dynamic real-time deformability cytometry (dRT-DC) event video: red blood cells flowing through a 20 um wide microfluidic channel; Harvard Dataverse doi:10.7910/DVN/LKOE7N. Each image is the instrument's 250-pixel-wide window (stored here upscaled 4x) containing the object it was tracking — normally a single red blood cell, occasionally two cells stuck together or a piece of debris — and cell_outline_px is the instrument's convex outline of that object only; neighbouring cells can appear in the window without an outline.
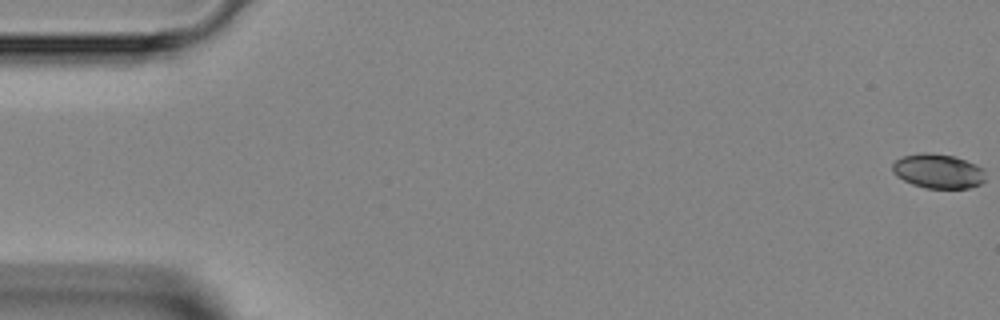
{"species": "Egyptian fruit bat (a non-hibernating species)", "species_latin": "Rousettus aegyptiacus", "temperature_condition": "room temperature", "stored_images_in_passage": 50, "camera_frame_rate_fps": 3000, "um_per_image_px": 0.085, "animal": {"sex": "female"}, "frame": {"image": 1, "passage_image": 1, "time_ms": 0.0, "image_size_px": [1000, 320], "cell_outline_px": [[984, 180], [980, 184], [968, 188], [928, 188], [912, 184], [896, 176], [892, 172], [892, 164], [896, 160], [904, 156], [920, 152], [932, 152], [952, 156], [964, 160], [980, 168], [984, 172]], "centroid_in_image_um": [79.68, 14.54], "position_along_channel_um": 5.3, "area_um2": 18.44}}
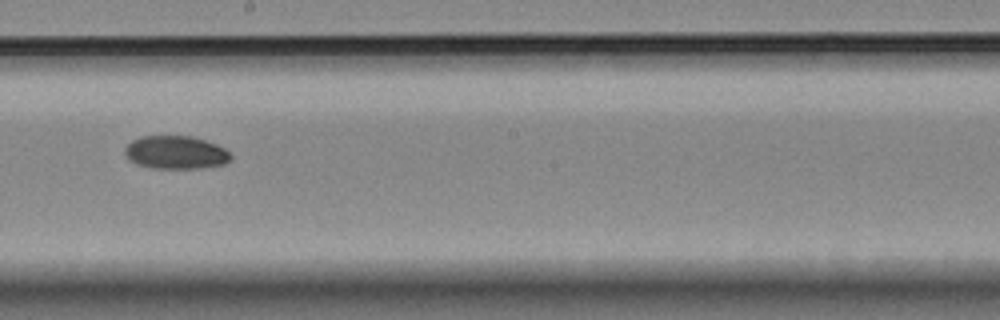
{"frame": {"image": 2, "passage_image": 29, "time_ms": 9.333, "image_size_px": [1000, 320], "cell_outline_px": [[232, 156], [224, 164], [200, 168], [152, 168], [136, 164], [124, 152], [124, 148], [132, 140], [140, 136], [192, 136], [216, 144], [224, 148]], "centroid_in_image_um": [14.93, 12.95], "position_along_channel_um": 233.3, "area_um2": 20.29}}
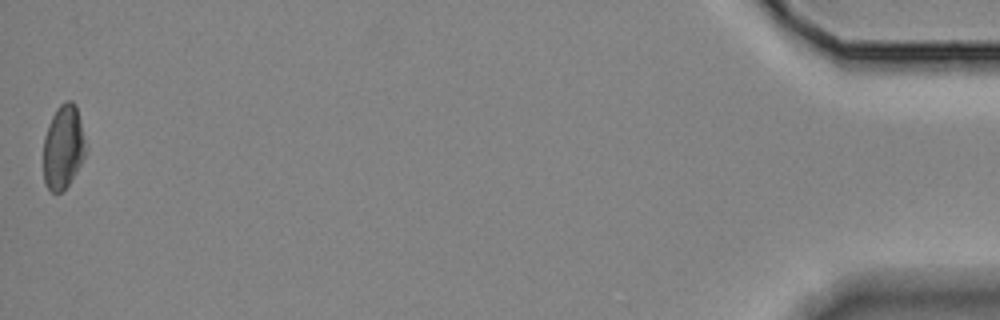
{"frame": {"image": 3, "passage_image": 50, "time_ms": 16.333, "image_size_px": [1000, 320], "cell_outline_px": [[84, 156], [80, 164], [68, 184], [60, 192], [52, 192], [44, 184], [44, 136], [48, 124], [56, 108], [64, 100], [72, 100], [76, 104], [80, 120], [84, 140]], "centroid_in_image_um": [5.34, 12.45], "position_along_channel_um": 429.9, "area_um2": 20.35}}